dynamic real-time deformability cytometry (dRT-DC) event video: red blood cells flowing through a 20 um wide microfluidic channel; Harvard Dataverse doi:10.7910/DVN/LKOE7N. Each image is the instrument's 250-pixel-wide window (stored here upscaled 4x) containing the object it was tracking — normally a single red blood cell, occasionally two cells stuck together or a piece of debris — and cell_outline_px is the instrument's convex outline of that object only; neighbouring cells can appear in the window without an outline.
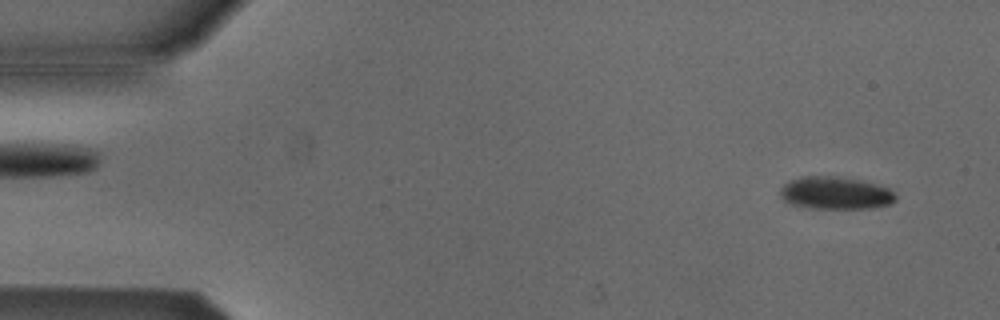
{"species": "Egyptian fruit bat (a non-hibernating species)", "species_latin": "Rousettus aegyptiacus", "temperature_condition": "cold", "stored_images_in_passage": 53, "camera_frame_rate_fps": 3000, "um_per_image_px": 0.085, "animal": {"sex": "male"}, "frame": {"image": 1, "passage_image": 3, "time_ms": 0.667, "image_size_px": [1000, 320], "cell_outline_px": [[896, 200], [892, 204], [872, 208], [812, 208], [792, 204], [784, 200], [780, 196], [780, 188], [784, 184], [792, 180], [808, 176], [836, 176], [860, 180], [876, 184], [888, 188], [896, 196]], "centroid_in_image_um": [71.03, 16.41], "position_along_channel_um": 14.0, "area_um2": 21.73}}
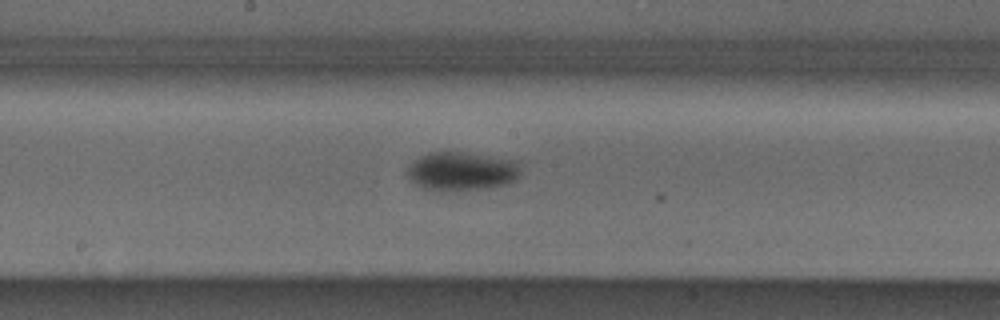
{"frame": {"image": 2, "passage_image": 27, "time_ms": 8.667, "image_size_px": [1000, 320], "cell_outline_px": [[520, 176], [516, 180], [508, 184], [488, 188], [456, 192], [436, 192], [424, 188], [416, 184], [408, 176], [408, 164], [420, 156], [428, 152], [464, 152], [520, 160]], "centroid_in_image_um": [39.28, 14.57], "position_along_channel_um": 208.9, "area_um2": 26.41}}
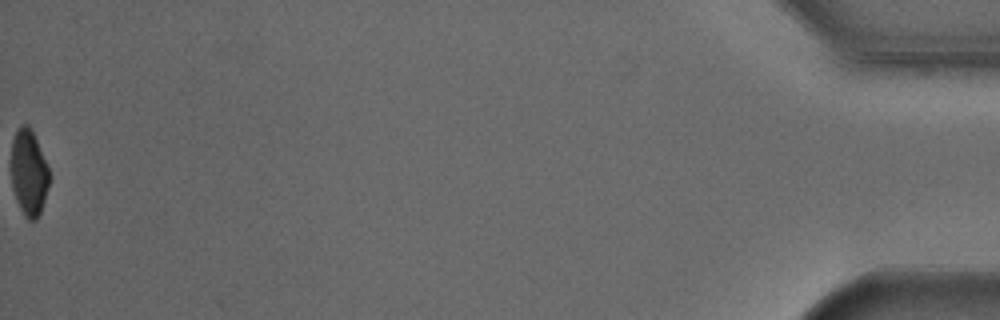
{"frame": {"image": 3, "passage_image": 53, "time_ms": 17.333, "image_size_px": [1000, 320], "cell_outline_px": [[48, 188], [40, 212], [36, 220], [28, 220], [24, 216], [16, 200], [12, 188], [12, 140], [16, 128], [20, 124], [28, 124], [48, 164]], "centroid_in_image_um": [2.44, 14.66], "position_along_channel_um": 432.8, "area_um2": 18.96}, "authors_computed_cell_mechanics": {"area_um2": 23.8136, "velocity_mm_per_s": 3.8146, "shape_relaxation_time_tau1_ms": 3.3661, "shape_relaxation_time_tau2_ms": null, "deformation_change_tau1": 0.0673, "deformation_change_tau2": null}}